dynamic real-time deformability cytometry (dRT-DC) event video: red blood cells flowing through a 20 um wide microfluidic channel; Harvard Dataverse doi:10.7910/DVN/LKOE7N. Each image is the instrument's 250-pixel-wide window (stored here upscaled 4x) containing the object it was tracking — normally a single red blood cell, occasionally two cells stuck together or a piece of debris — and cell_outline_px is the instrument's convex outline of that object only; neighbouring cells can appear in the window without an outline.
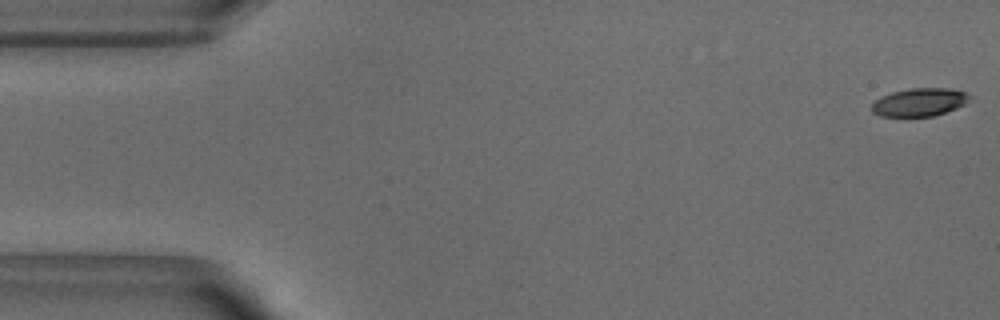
{"species": "common noctule bat (a hibernating species)", "species_latin": "Nyctalus noctula", "temperature_condition": "warm", "stored_images_in_passage": 52, "camera_frame_rate_fps": 3000, "um_per_image_px": 0.085, "animal": {"sex": "male", "body_mass_g": 18.8}, "frame": {"image": 1, "passage_image": 1, "time_ms": 0.0, "image_size_px": [1000, 320], "cell_outline_px": [[972, 96], [964, 104], [956, 108], [932, 116], [880, 116], [872, 112], [872, 104], [880, 96], [892, 92], [912, 88], [952, 88], [964, 92]], "centroid_in_image_um": [78.14, 8.67], "position_along_channel_um": 6.9, "area_um2": 15.9}}
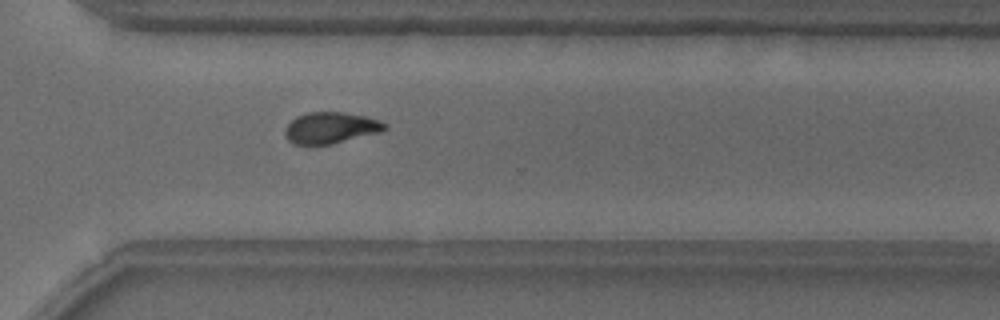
{"frame": {"image": 2, "passage_image": 37, "time_ms": 12.0, "image_size_px": [1000, 320], "cell_outline_px": [[388, 128], [380, 132], [332, 144], [296, 144], [288, 140], [284, 132], [288, 124], [296, 116], [308, 112], [344, 112], [364, 116], [388, 124]], "centroid_in_image_um": [28.11, 10.86], "position_along_channel_um": 342.5, "area_um2": 18.03}}
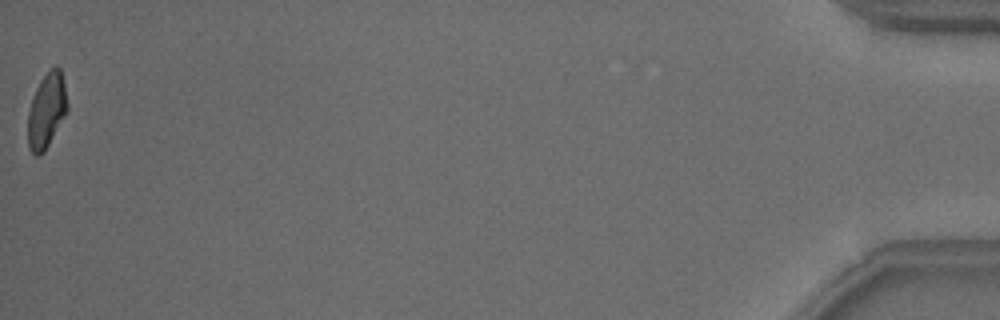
{"frame": {"image": 3, "passage_image": 52, "time_ms": 17.0, "image_size_px": [1000, 320], "cell_outline_px": [[68, 112], [44, 152], [40, 156], [36, 156], [28, 148], [28, 112], [32, 96], [40, 80], [56, 64], [60, 68], [64, 84], [68, 104]], "centroid_in_image_um": [3.96, 9.42], "position_along_channel_um": 431.2, "area_um2": 17.4}, "authors_computed_cell_mechanics": {"area_um2": 18.0625, "velocity_mm_per_s": 3.8564, "shape_relaxation_time_tau1_ms": 3.217, "shape_relaxation_time_tau2_ms": 4.6656, "deformation_change_tau1": 0.1511, "deformation_change_tau2": 0.0794}}